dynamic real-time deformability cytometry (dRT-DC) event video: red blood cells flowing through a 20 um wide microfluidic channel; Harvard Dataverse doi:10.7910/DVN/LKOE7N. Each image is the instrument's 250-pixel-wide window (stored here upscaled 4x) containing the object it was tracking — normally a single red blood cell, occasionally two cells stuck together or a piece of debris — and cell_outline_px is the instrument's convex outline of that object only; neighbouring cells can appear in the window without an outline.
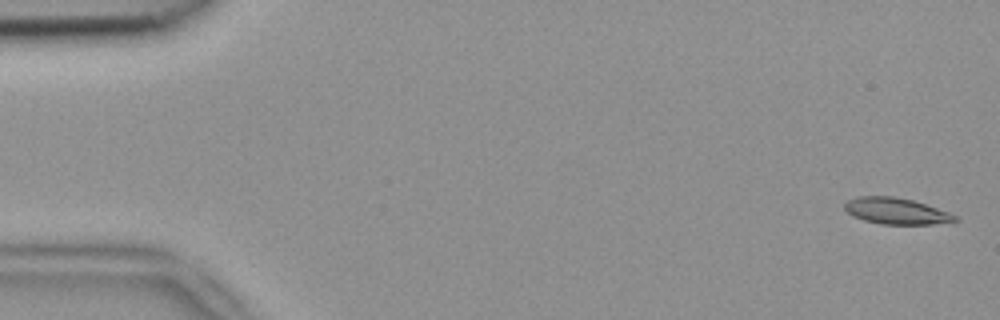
{"species": "common noctule bat (a hibernating species)", "species_latin": "Nyctalus noctula", "temperature_condition": "room temperature", "stored_images_in_passage": 5, "camera_frame_rate_fps": 3000, "um_per_image_px": 0.085, "animal": {"sex": "female", "body_mass_g": 18.4}, "frame": {"image": 1, "passage_image": 1, "time_ms": 0.0, "image_size_px": [1000, 320], "cell_outline_px": [[960, 220], [932, 224], [880, 224], [864, 220], [852, 216], [844, 208], [844, 204], [848, 200], [860, 196], [892, 196], [912, 200], [948, 212], [956, 216]], "centroid_in_image_um": [76.14, 17.94], "position_along_channel_um": 8.9, "area_um2": 16.7}}
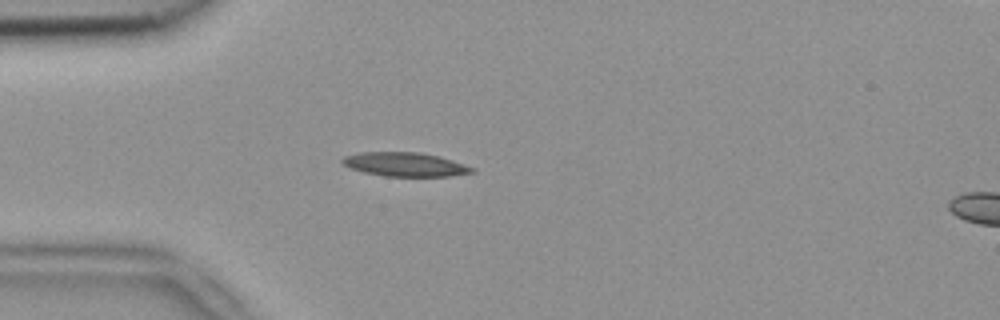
{"frame": {"image": 2, "passage_image": 4, "time_ms": 1.0, "image_size_px": [1000, 320], "cell_outline_px": [[476, 172], [448, 176], [384, 176], [364, 172], [352, 168], [344, 164], [340, 160], [344, 156], [360, 152], [420, 152], [452, 160], [476, 168]], "centroid_in_image_um": [34.44, 13.97], "position_along_channel_um": 50.6, "area_um2": 17.98}}